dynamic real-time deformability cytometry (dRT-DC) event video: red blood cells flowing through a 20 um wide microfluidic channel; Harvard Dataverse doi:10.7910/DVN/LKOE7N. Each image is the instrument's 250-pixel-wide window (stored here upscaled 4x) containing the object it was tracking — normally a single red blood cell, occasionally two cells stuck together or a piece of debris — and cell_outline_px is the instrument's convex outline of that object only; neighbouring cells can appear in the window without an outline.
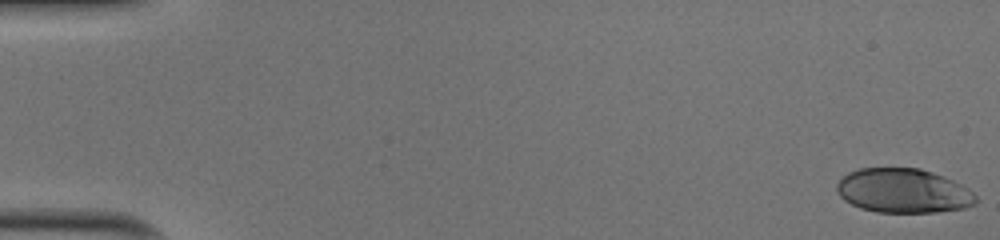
{"species": "human", "species_latin": "Homo sapiens", "temperature_condition": "cold", "stored_images_in_passage": 8, "camera_frame_rate_fps": 3000, "um_per_image_px": 0.085, "donor": {"sex": "male"}, "frame": {"image": 1, "passage_image": 1, "time_ms": 0.0, "image_size_px": [1000, 240], "cell_outline_px": [[976, 204], [964, 208], [936, 212], [876, 212], [860, 208], [844, 200], [836, 192], [836, 184], [848, 172], [860, 168], [920, 168], [944, 176], [968, 188], [976, 196]], "centroid_in_image_um": [76.76, 16.22], "position_along_channel_um": 8.2, "area_um2": 35.95}}